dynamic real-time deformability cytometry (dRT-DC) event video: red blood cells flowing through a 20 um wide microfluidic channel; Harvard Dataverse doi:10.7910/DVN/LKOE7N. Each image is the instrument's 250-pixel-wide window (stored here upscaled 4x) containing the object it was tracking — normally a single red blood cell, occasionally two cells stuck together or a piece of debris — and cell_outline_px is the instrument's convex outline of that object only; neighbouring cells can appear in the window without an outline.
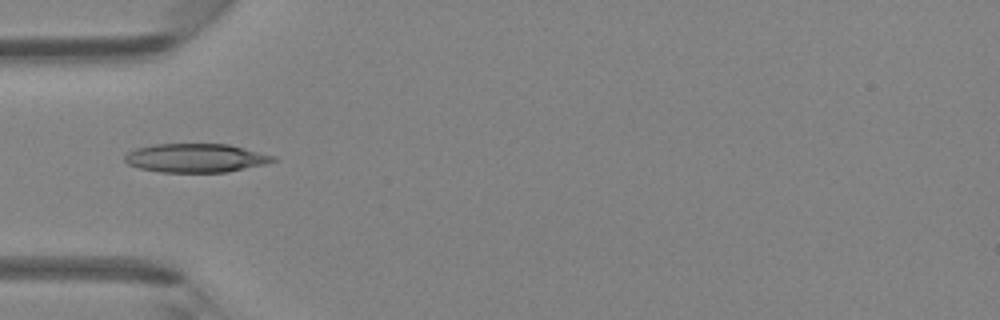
{"species": "Egyptian fruit bat (a non-hibernating species)", "species_latin": "Rousettus aegyptiacus", "temperature_condition": "room temperature", "stored_images_in_passage": 2, "camera_frame_rate_fps": 3000, "um_per_image_px": 0.085, "animal": {"sex": "female"}, "frame": {"image": 1, "passage_image": 2, "time_ms": 2.0, "image_size_px": [1000, 320], "cell_outline_px": [[276, 160], [264, 164], [224, 172], [160, 172], [140, 168], [128, 164], [124, 160], [124, 156], [128, 152], [136, 148], [156, 144], [228, 144], [276, 156]], "centroid_in_image_um": [16.62, 13.42], "position_along_channel_um": 68.4, "area_um2": 24.62}}